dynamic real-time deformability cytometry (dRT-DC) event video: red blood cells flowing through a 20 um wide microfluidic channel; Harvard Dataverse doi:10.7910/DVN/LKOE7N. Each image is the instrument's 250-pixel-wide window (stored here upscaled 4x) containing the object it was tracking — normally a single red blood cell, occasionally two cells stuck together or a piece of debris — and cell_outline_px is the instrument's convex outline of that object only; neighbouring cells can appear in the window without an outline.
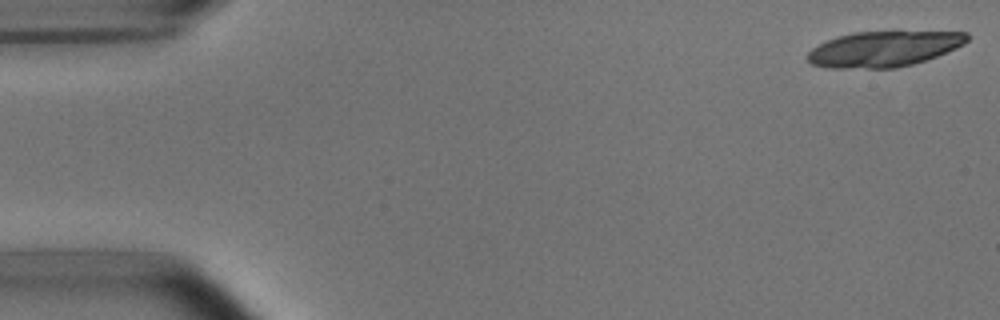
{"species": "common noctule bat (a hibernating species)", "species_latin": "Nyctalus noctula", "temperature_condition": "room temperature", "stored_images_in_passage": 17, "camera_frame_rate_fps": 3000, "um_per_image_px": 0.085, "animal": {"sex": "male", "body_mass_g": 15.6}, "frame": {"image": 1, "passage_image": 1, "time_ms": 0.0, "image_size_px": [1000, 320], "cell_outline_px": [[968, 40], [964, 44], [956, 48], [936, 56], [912, 64], [896, 68], [828, 68], [812, 64], [808, 60], [808, 52], [812, 48], [836, 36], [852, 32], [896, 28], [968, 32]], "centroid_in_image_um": [75.19, 4.08], "position_along_channel_um": 9.8, "area_um2": 34.45}}